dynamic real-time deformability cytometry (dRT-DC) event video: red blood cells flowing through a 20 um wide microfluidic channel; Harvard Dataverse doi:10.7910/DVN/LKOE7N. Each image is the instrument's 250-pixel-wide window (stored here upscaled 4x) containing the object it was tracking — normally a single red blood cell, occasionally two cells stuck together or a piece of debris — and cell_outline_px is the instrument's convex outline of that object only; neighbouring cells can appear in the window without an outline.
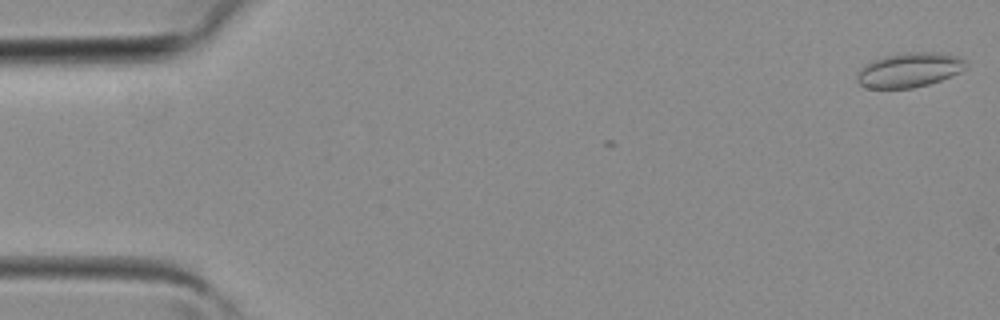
{"species": "common noctule bat (a hibernating species)", "species_latin": "Nyctalus noctula", "temperature_condition": "room temperature", "stored_images_in_passage": 6, "camera_frame_rate_fps": 3000, "um_per_image_px": 0.085, "animal": {"sex": "female", "body_mass_g": 19.3, "forearm_length_mm": 54.1}, "frame": {"image": 1, "passage_image": 1, "time_ms": 0.0, "image_size_px": [1000, 320], "cell_outline_px": [[968, 64], [960, 72], [940, 80], [928, 84], [912, 88], [868, 88], [860, 84], [856, 80], [856, 76], [860, 68], [864, 64], [872, 60], [884, 56], [900, 52], [940, 52], [956, 56], [968, 60]], "centroid_in_image_um": [77.28, 5.93], "position_along_channel_um": 7.7, "area_um2": 22.14}}